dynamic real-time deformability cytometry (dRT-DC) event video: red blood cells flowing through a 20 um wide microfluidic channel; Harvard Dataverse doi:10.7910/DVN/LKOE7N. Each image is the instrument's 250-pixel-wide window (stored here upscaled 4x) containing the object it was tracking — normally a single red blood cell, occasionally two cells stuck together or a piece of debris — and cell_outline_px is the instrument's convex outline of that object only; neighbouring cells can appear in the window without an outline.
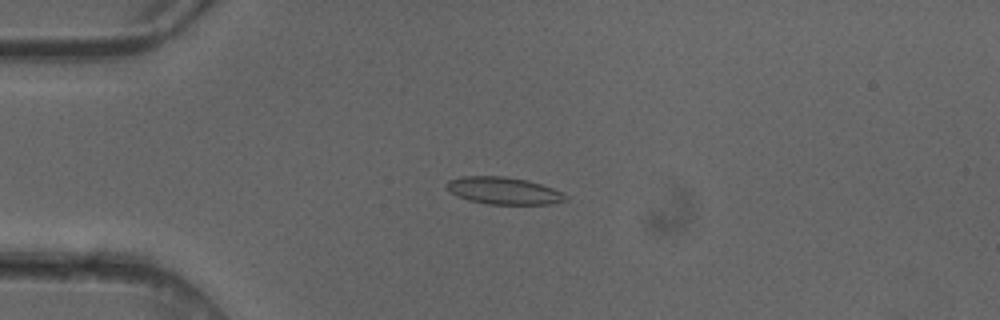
{"species": "common noctule bat (a hibernating species)", "species_latin": "Nyctalus noctula", "temperature_condition": "cold", "stored_images_in_passage": 3, "camera_frame_rate_fps": 3000, "um_per_image_px": 0.085, "animal": {"sex": "female"}, "frame": {"image": 1, "passage_image": 3, "time_ms": 0.667, "image_size_px": [1000, 320], "cell_outline_px": [[568, 200], [548, 204], [488, 204], [468, 200], [456, 196], [444, 184], [448, 180], [460, 176], [504, 176], [528, 180], [552, 188], [568, 196]], "centroid_in_image_um": [42.78, 16.2], "position_along_channel_um": 42.2, "area_um2": 18.84}}